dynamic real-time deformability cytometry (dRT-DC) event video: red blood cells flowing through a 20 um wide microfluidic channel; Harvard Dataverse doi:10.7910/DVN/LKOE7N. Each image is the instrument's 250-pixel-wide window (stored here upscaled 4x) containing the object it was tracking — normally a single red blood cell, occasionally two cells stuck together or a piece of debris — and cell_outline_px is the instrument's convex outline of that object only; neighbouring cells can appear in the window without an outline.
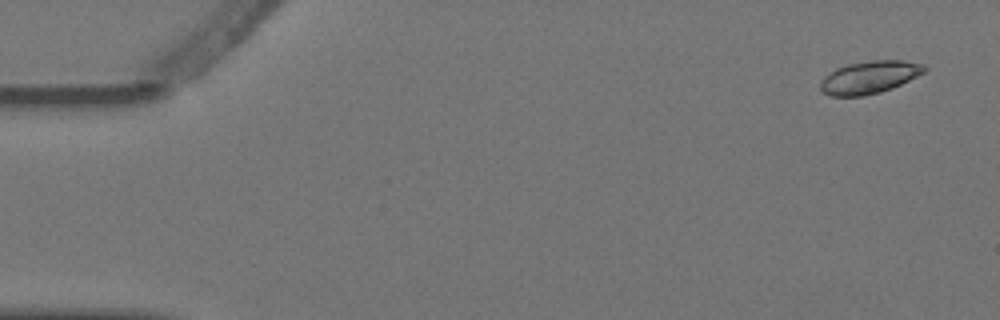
{"species": "Egyptian fruit bat (a non-hibernating species)", "species_latin": "Rousettus aegyptiacus", "temperature_condition": "warm", "stored_images_in_passage": 4, "camera_frame_rate_fps": 3000, "um_per_image_px": 0.085, "animal": {"sex": "female"}, "frame": {"image": 1, "passage_image": 1, "time_ms": 0.0, "image_size_px": [1000, 320], "cell_outline_px": [[928, 68], [924, 72], [892, 88], [880, 92], [864, 96], [828, 96], [820, 88], [820, 80], [824, 76], [836, 68], [848, 64], [872, 60], [904, 60], [924, 64]], "centroid_in_image_um": [73.88, 6.56], "position_along_channel_um": 11.1, "area_um2": 19.77}}